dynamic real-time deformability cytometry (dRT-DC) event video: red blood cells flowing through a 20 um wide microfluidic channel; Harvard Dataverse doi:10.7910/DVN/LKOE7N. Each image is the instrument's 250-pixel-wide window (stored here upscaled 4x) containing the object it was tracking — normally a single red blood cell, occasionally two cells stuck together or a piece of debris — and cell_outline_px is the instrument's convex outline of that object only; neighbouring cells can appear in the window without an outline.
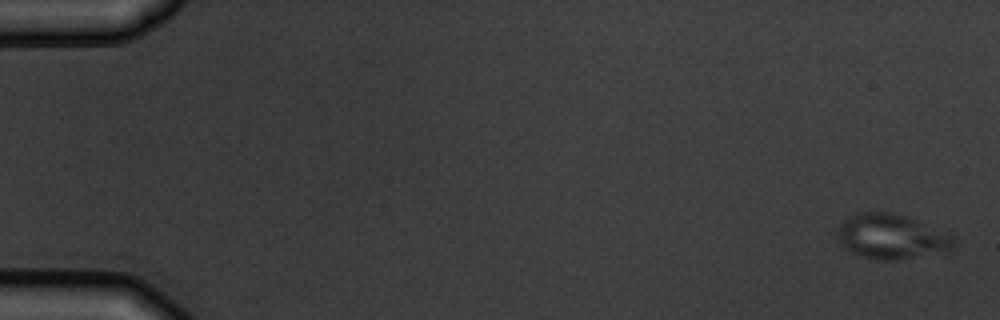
{"species": "common noctule bat (a hibernating species)", "species_latin": "Nyctalus noctula", "temperature_condition": "warm", "stored_images_in_passage": 7, "segment_of_instrument_passage": [2, 2], "camera_frame_rate_fps": 3000, "um_per_image_px": 0.085, "animal": {"sex": "male", "body_mass_g": 19.5, "forearm_length_mm": 54.6}, "frame": {"image": 1, "passage_image": 7, "time_ms": 7.0, "image_size_px": [1000, 320], "cell_outline_px": [[952, 248], [896, 260], [880, 260], [860, 256], [848, 252], [840, 244], [840, 220], [856, 212], [892, 212], [904, 216], [952, 236]], "centroid_in_image_um": [75.63, 20.1], "position_along_channel_um": 9.4, "area_um2": 29.42}}